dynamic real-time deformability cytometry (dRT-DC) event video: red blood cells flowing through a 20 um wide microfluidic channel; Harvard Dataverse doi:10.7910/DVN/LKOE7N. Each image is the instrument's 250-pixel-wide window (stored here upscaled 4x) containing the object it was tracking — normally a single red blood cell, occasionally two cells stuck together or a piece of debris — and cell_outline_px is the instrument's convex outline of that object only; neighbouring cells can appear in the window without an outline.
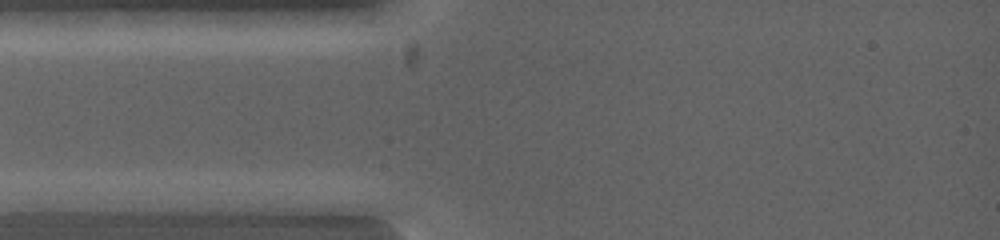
{"species": "common noctule bat (a hibernating species)", "species_latin": "Nyctalus noctula", "temperature_condition": "warm", "stored_images_in_passage": 3, "camera_frame_rate_fps": 5000, "um_per_image_px": 0.085, "animal": {"sex": "female", "body_mass_g": 19.0, "forearm_length_mm": 53.3}, "frame": {"image": 1, "passage_image": 1, "time_ms": 0.0, "image_size_px": [1000, 240], "cell_outline_px": [[260, 200], [220, 208], [172, 208], [140, 200], [148, 192], [252, 192]], "centroid_in_image_um": [16.94, 16.94], "position_along_channel_um": 68.1, "area_um2": 11.33}}